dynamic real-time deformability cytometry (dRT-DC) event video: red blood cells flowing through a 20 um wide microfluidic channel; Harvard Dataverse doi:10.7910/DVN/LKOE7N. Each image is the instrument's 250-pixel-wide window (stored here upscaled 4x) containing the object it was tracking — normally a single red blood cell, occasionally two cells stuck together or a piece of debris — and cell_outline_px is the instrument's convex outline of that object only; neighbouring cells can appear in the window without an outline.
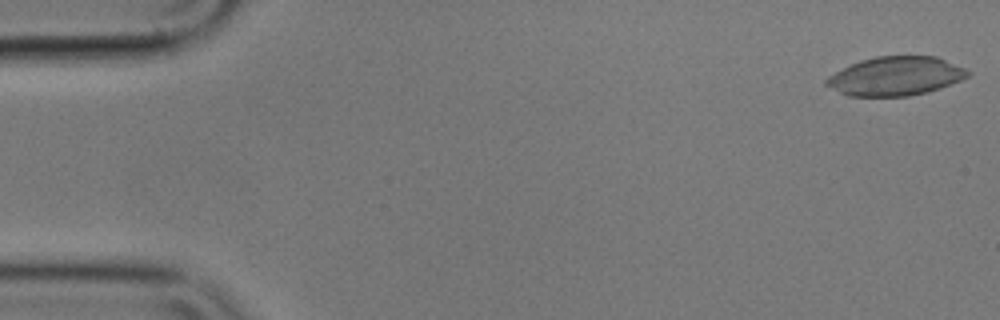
{"species": "common noctule bat (a hibernating species)", "species_latin": "Nyctalus noctula", "temperature_condition": "cold", "stored_images_in_passage": 57, "camera_frame_rate_fps": 3000, "um_per_image_px": 0.085, "animal": {"sex": "male", "body_mass_g": 17.9}, "frame": {"image": 1, "passage_image": 1, "time_ms": 0.0, "image_size_px": [1000, 320], "cell_outline_px": [[972, 72], [968, 76], [960, 80], [940, 88], [928, 92], [908, 96], [848, 96], [824, 84], [824, 80], [828, 76], [860, 60], [876, 56], [936, 56], [964, 68]], "centroid_in_image_um": [76.13, 6.47], "position_along_channel_um": 8.9, "area_um2": 31.85}}
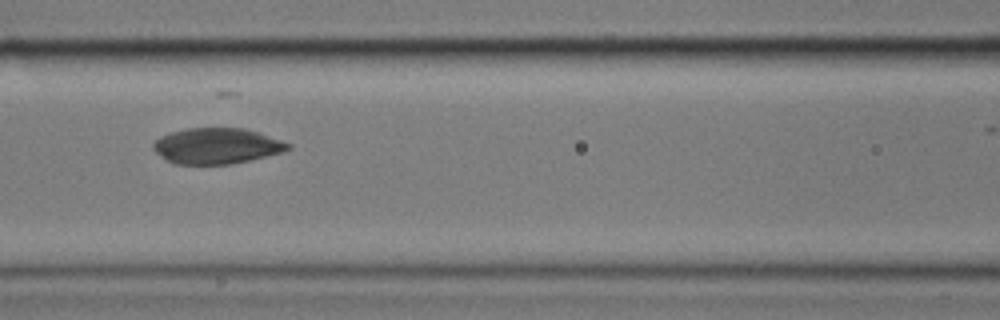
{"frame": {"image": 2, "passage_image": 24, "time_ms": 7.667, "image_size_px": [1000, 320], "cell_outline_px": [[292, 148], [284, 152], [232, 164], [176, 164], [160, 156], [152, 148], [152, 144], [160, 136], [172, 132], [188, 128], [244, 128], [292, 144]], "centroid_in_image_um": [18.43, 12.41], "position_along_channel_um": 148.2, "area_um2": 27.98}}
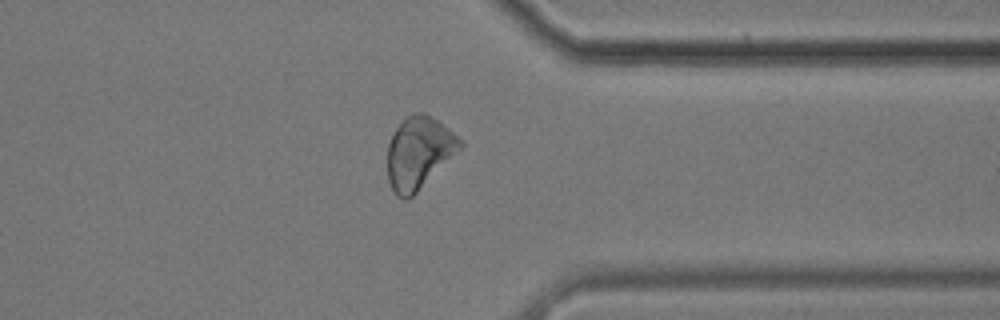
{"frame": {"image": 3, "passage_image": 44, "time_ms": 14.333, "image_size_px": [1000, 320], "cell_outline_px": [[464, 144], [408, 200], [404, 200], [396, 196], [388, 180], [388, 144], [396, 128], [408, 116], [416, 112], [424, 112], [448, 128], [464, 140]], "centroid_in_image_um": [35.59, 12.98], "position_along_channel_um": 375.8, "area_um2": 29.88}}